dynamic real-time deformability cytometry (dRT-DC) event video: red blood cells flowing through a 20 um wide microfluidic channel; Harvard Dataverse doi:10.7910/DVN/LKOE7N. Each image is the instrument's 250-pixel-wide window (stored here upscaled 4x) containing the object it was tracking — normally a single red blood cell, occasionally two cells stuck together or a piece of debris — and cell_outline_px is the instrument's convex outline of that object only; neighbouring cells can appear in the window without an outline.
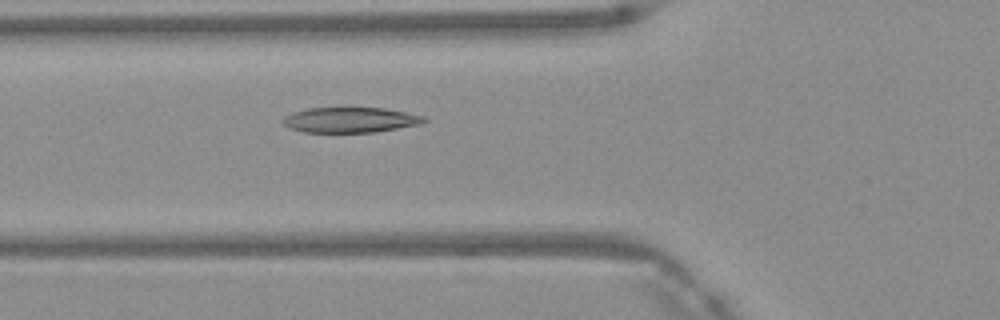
{"species": "Egyptian fruit bat (a non-hibernating species)", "species_latin": "Rousettus aegyptiacus", "temperature_condition": "warm", "stored_images_in_passage": 47, "camera_frame_rate_fps": 3000, "um_per_image_px": 0.085, "frame": {"image": 1, "passage_image": 16, "time_ms": 5.0, "image_size_px": [1000, 320], "cell_outline_px": [[428, 120], [420, 124], [376, 132], [304, 132], [288, 128], [280, 120], [284, 116], [308, 108], [344, 104], [384, 108], [424, 116]], "centroid_in_image_um": [29.73, 10.14], "position_along_channel_um": 96.1, "area_um2": 21.79}}
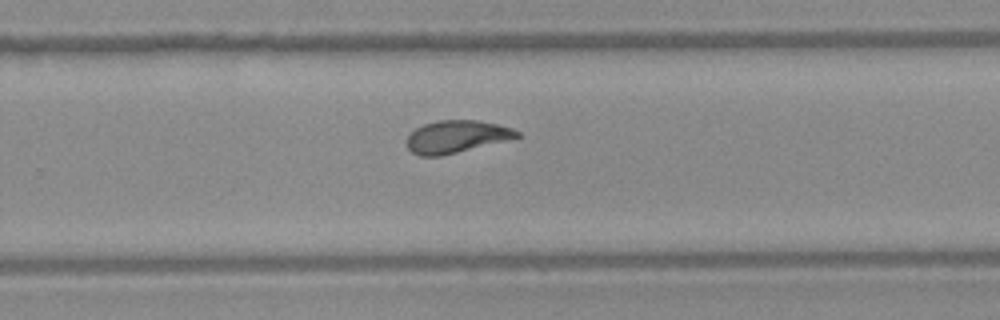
{"frame": {"image": 2, "passage_image": 30, "time_ms": 9.667, "image_size_px": [1000, 320], "cell_outline_px": [[520, 136], [440, 156], [420, 156], [412, 152], [408, 148], [408, 136], [416, 128], [424, 124], [436, 120], [476, 120], [496, 124], [512, 128], [520, 132]], "centroid_in_image_um": [38.76, 11.6], "position_along_channel_um": 291.0, "area_um2": 20.29}}
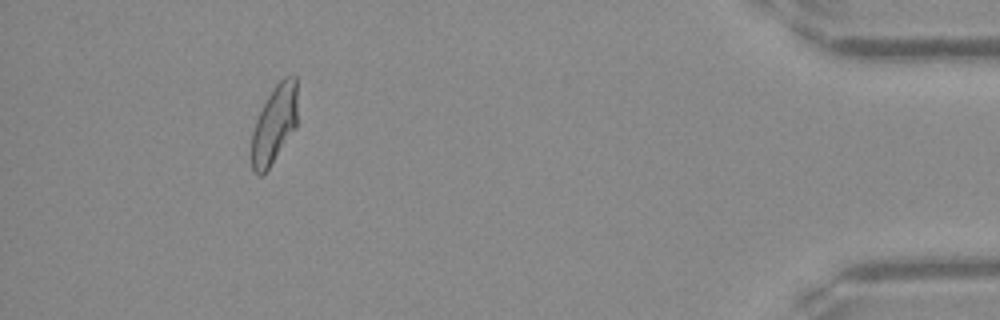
{"frame": {"image": 3, "passage_image": 43, "time_ms": 14.0, "image_size_px": [1000, 320], "cell_outline_px": [[296, 128], [268, 168], [260, 176], [252, 172], [252, 132], [256, 120], [268, 96], [276, 84], [284, 76], [296, 76]], "centroid_in_image_um": [23.31, 10.57], "position_along_channel_um": 411.9, "area_um2": 20.52}, "authors_computed_cell_mechanics": {"area_um2": 21.6172, "velocity_mm_per_s": 4.1748, "shape_relaxation_time_tau1_ms": 6.272, "shape_relaxation_time_tau2_ms": 1.0241, "deformation_change_tau1": 0.1913, "deformation_change_tau2": 0.0617}}